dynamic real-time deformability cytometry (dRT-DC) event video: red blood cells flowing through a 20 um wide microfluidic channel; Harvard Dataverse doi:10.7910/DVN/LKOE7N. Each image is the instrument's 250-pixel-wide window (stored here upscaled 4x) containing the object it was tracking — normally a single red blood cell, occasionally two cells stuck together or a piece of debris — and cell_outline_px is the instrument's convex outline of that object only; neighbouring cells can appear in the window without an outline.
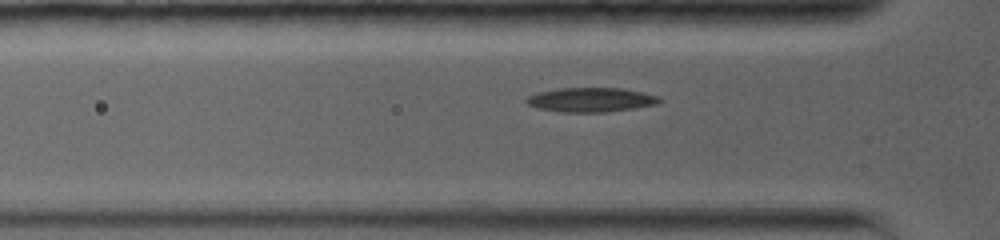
{"species": "common noctule bat (a hibernating species)", "species_latin": "Nyctalus noctula", "temperature_condition": "warm", "stored_images_in_passage": 44, "camera_frame_rate_fps": 5000, "um_per_image_px": 0.085, "animal": {"sex": "female", "body_mass_g": 19.0, "forearm_length_mm": 56.7}, "frame": {"image": 1, "passage_image": 10, "time_ms": 2.6, "image_size_px": [1000, 240], "cell_outline_px": [[664, 100], [656, 104], [636, 108], [604, 112], [560, 112], [536, 108], [528, 104], [524, 100], [528, 96], [540, 92], [560, 88], [620, 88], [640, 92], [656, 96]], "centroid_in_image_um": [50.2, 8.49], "position_along_channel_um": 75.6, "area_um2": 18.73}}
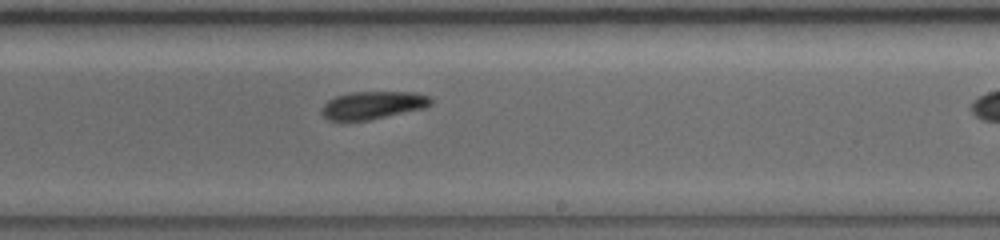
{"frame": {"image": 2, "passage_image": 27, "time_ms": 7.4, "image_size_px": [1000, 240], "cell_outline_px": [[432, 104], [424, 108], [368, 120], [340, 124], [328, 120], [320, 112], [320, 108], [328, 100], [336, 96], [352, 92], [412, 92], [428, 96], [432, 100]], "centroid_in_image_um": [31.59, 8.98], "position_along_channel_um": 257.4, "area_um2": 18.09}}
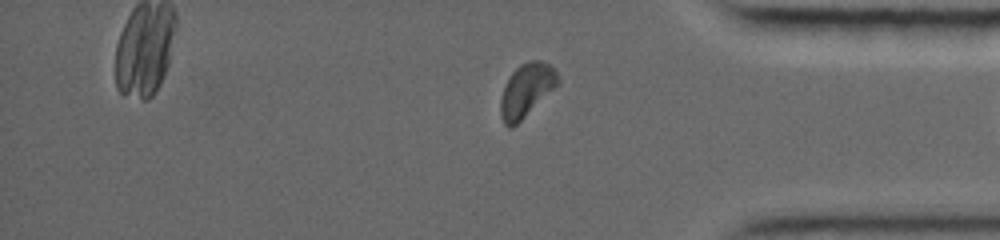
{"frame": {"image": 3, "passage_image": 43, "time_ms": 11.2, "image_size_px": [1000, 240], "cell_outline_px": [[560, 84], [512, 128], [508, 128], [504, 124], [500, 116], [500, 100], [504, 88], [512, 72], [520, 64], [528, 60], [540, 60], [548, 64], [556, 72], [560, 80]], "centroid_in_image_um": [44.75, 7.68], "position_along_channel_um": 390.4, "area_um2": 17.8}}